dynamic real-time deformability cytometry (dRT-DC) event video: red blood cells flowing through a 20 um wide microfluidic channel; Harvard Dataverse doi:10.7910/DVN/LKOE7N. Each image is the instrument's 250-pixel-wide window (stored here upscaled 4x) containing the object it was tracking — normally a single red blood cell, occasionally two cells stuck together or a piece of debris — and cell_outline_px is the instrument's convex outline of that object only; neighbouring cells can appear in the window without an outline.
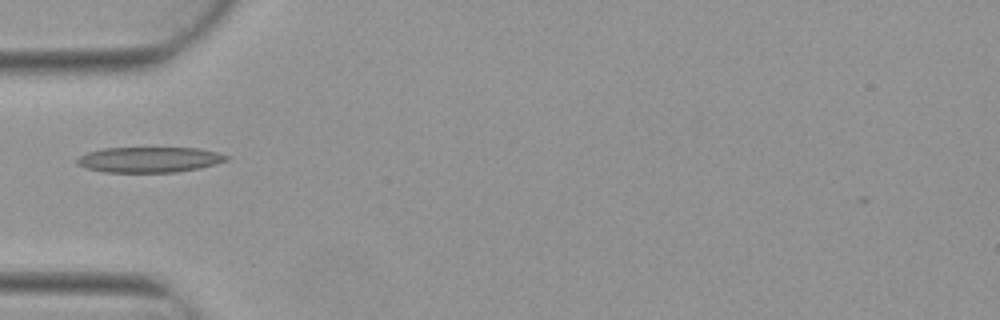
{"species": "Egyptian fruit bat (a non-hibernating species)", "species_latin": "Rousettus aegyptiacus", "temperature_condition": "warm", "stored_images_in_passage": 1, "camera_frame_rate_fps": 3000, "um_per_image_px": 0.085, "animal": {"sex": "female"}, "frame": {"image": 1, "passage_image": 1, "time_ms": 0.0, "image_size_px": [1000, 320], "cell_outline_px": [[228, 160], [200, 168], [176, 172], [104, 172], [84, 168], [76, 164], [76, 160], [80, 156], [88, 152], [104, 148], [200, 148], [216, 152], [228, 156]], "centroid_in_image_um": [12.66, 13.57], "position_along_channel_um": 72.3, "area_um2": 22.14}}